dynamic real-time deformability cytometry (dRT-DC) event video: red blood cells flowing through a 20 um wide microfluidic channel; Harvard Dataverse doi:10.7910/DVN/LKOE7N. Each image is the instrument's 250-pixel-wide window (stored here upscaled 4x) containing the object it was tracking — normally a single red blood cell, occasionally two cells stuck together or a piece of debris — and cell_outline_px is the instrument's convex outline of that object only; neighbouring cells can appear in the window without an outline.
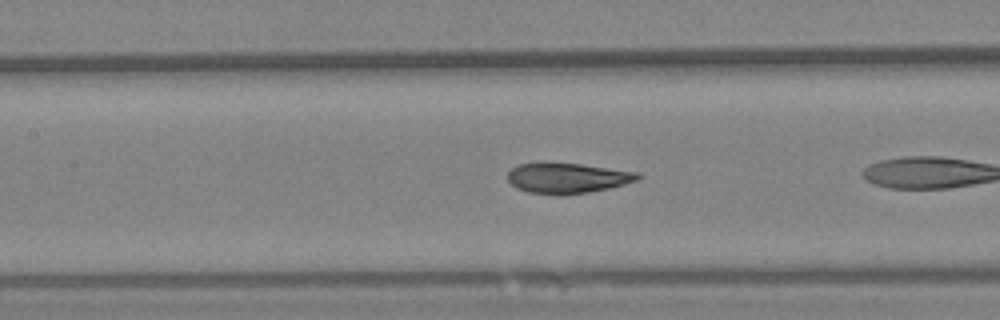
{"species": "Egyptian fruit bat (a non-hibernating species)", "species_latin": "Rousettus aegyptiacus", "temperature_condition": "warm", "stored_images_in_passage": 21, "camera_frame_rate_fps": 3000, "um_per_image_px": 0.085, "animal": {"sex": "female"}, "frame": {"image": 1, "passage_image": 12, "time_ms": 3.667, "image_size_px": [1000, 320], "cell_outline_px": [[640, 176], [636, 180], [624, 184], [608, 188], [588, 192], [528, 192], [516, 188], [508, 180], [508, 172], [512, 168], [520, 164], [580, 164], [640, 172]], "centroid_in_image_um": [48.26, 15.11], "position_along_channel_um": 159.1, "area_um2": 21.79}}
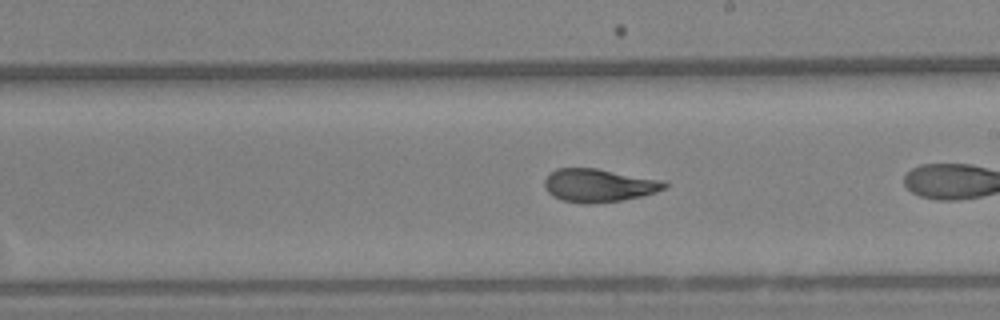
{"frame": {"image": 2, "passage_image": 19, "time_ms": 6.0, "image_size_px": [1000, 320], "cell_outline_px": [[668, 184], [664, 188], [656, 192], [640, 196], [620, 200], [588, 204], [584, 204], [564, 200], [552, 196], [544, 188], [544, 180], [556, 168], [596, 168], [668, 180]], "centroid_in_image_um": [50.93, 15.74], "position_along_channel_um": 238.1, "area_um2": 23.29}}